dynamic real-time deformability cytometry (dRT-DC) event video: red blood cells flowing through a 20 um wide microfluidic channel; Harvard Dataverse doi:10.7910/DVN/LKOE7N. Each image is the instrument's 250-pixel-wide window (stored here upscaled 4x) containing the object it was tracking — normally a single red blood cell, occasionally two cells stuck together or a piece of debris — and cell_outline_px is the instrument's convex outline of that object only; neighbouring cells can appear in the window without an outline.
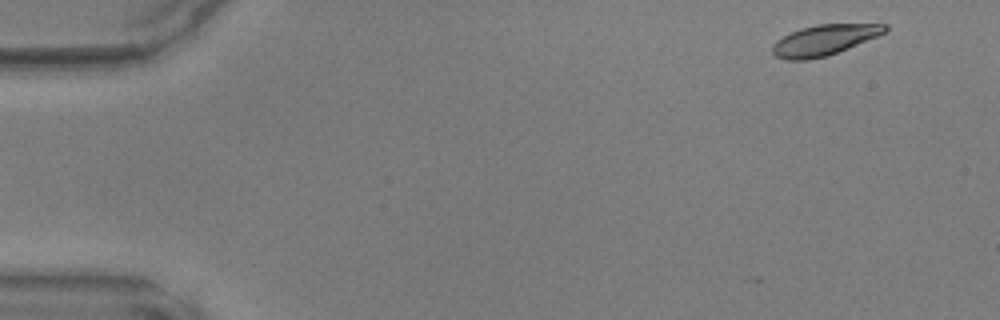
{"species": "common noctule bat (a hibernating species)", "species_latin": "Nyctalus noctula", "temperature_condition": "warm", "stored_images_in_passage": 10, "camera_frame_rate_fps": 3000, "um_per_image_px": 0.085, "animal": {"sex": "male", "body_mass_g": 17.9, "forearm_length_mm": 54.2}, "frame": {"image": 1, "passage_image": 2, "time_ms": 0.333, "image_size_px": [1000, 320], "cell_outline_px": [[888, 28], [884, 32], [876, 36], [828, 56], [808, 60], [788, 60], [776, 56], [772, 52], [772, 44], [776, 40], [800, 28], [816, 24], [888, 24]], "centroid_in_image_um": [70.01, 3.41], "position_along_channel_um": 15.0, "area_um2": 19.83}}